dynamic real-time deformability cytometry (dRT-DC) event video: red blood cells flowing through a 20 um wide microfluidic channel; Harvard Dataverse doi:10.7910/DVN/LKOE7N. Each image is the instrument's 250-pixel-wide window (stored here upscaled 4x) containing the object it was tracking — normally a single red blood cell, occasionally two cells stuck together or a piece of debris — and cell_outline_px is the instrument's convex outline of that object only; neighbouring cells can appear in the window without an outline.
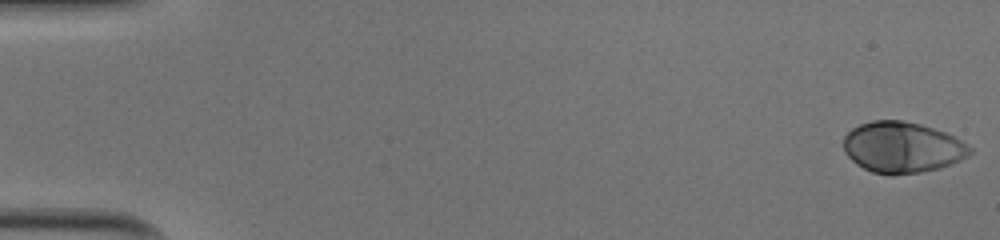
{"species": "human", "species_latin": "Homo sapiens", "temperature_condition": "cold", "stored_images_in_passage": 52, "camera_frame_rate_fps": 3000, "um_per_image_px": 0.085, "donor": {"sex": "male"}, "frame": {"image": 1, "passage_image": 1, "time_ms": 0.0, "image_size_px": [1000, 240], "cell_outline_px": [[972, 152], [968, 156], [952, 164], [940, 168], [920, 172], [892, 176], [872, 172], [856, 164], [844, 152], [844, 136], [852, 128], [860, 124], [872, 120], [900, 120], [920, 124], [944, 132], [968, 144], [972, 148]], "centroid_in_image_um": [76.68, 12.53], "position_along_channel_um": 8.3, "area_um2": 37.63}}
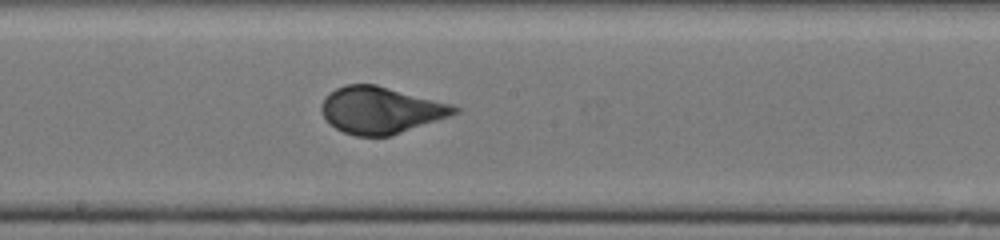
{"frame": {"image": 2, "passage_image": 29, "time_ms": 9.333, "image_size_px": [1000, 240], "cell_outline_px": [[460, 112], [388, 136], [356, 136], [344, 132], [336, 128], [324, 116], [320, 108], [324, 100], [336, 88], [344, 84], [376, 84], [452, 104], [460, 108]], "centroid_in_image_um": [32.37, 9.35], "position_along_channel_um": 215.8, "area_um2": 35.6}}
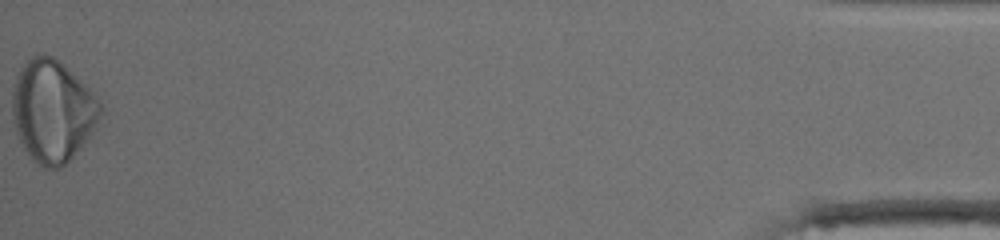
{"frame": {"image": 3, "passage_image": 52, "time_ms": 17.0, "image_size_px": [1000, 240], "cell_outline_px": [[104, 112], [92, 132], [84, 144], [60, 168], [44, 168], [36, 164], [32, 160], [20, 140], [16, 132], [12, 116], [12, 88], [16, 76], [20, 68], [32, 56], [44, 52], [52, 56], [64, 64], [92, 88], [104, 108]], "centroid_in_image_um": [4.49, 9.4], "position_along_channel_um": 430.7, "area_um2": 53.12}, "authors_computed_cell_mechanics": {"area_um2": 36.6741, "velocity_mm_per_s": 3.994, "shape_relaxation_time_tau1_ms": 3.9277, "shape_relaxation_time_tau2_ms": null, "deformation_change_tau1": 0.1872, "deformation_change_tau2": null}}